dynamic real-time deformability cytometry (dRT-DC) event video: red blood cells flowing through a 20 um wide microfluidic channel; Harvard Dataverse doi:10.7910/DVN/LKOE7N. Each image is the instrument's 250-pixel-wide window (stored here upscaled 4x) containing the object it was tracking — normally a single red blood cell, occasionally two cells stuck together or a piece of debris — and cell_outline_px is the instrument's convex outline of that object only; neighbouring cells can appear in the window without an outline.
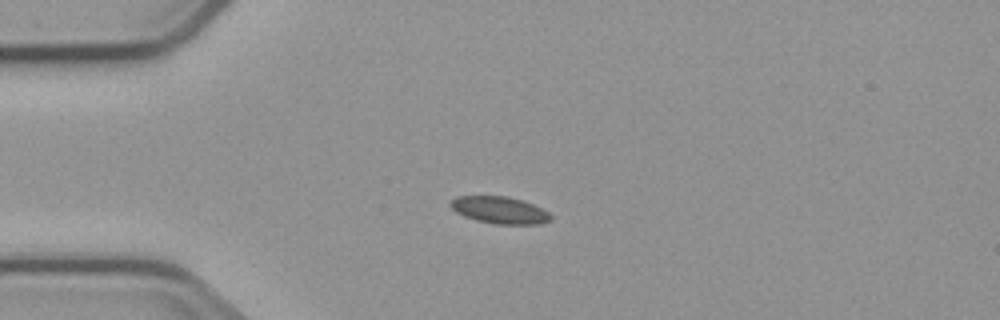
{"species": "common noctule bat (a hibernating species)", "species_latin": "Nyctalus noctula", "temperature_condition": "cold", "stored_images_in_passage": 3, "camera_frame_rate_fps": 3000, "um_per_image_px": 0.085, "animal": {"sex": "male", "body_mass_g": 23.1, "forearm_length_mm": 52.7}, "frame": {"image": 1, "passage_image": 2, "time_ms": 1.333, "image_size_px": [1000, 320], "cell_outline_px": [[552, 220], [540, 224], [496, 224], [476, 220], [464, 216], [456, 212], [448, 204], [456, 196], [508, 196], [532, 204], [548, 212], [552, 216]], "centroid_in_image_um": [42.46, 17.86], "position_along_channel_um": 42.5, "area_um2": 15.72}}